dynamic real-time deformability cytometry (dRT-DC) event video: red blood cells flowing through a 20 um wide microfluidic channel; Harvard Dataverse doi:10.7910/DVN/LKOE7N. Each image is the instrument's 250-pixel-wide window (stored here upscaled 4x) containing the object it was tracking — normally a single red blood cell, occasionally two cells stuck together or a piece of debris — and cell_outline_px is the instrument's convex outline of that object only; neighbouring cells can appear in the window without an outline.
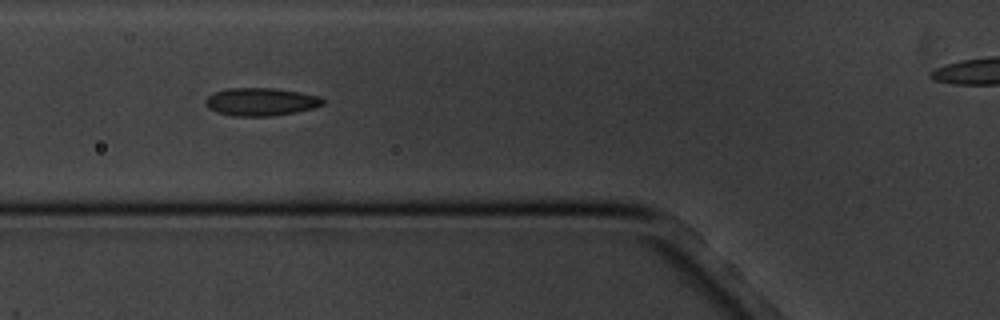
{"species": "common noctule bat (a hibernating species)", "species_latin": "Nyctalus noctula", "temperature_condition": "cold", "stored_images_in_passage": 13, "segment_of_instrument_passage": [1, 2], "camera_frame_rate_fps": 3000, "um_per_image_px": 0.085, "animal": {"sex": "male", "body_mass_g": 20.1, "forearm_length_mm": 53.5}, "frame": {"image": 1, "passage_image": 6, "time_ms": 6.0, "image_size_px": [1000, 320], "cell_outline_px": [[324, 104], [312, 108], [296, 112], [268, 116], [236, 116], [216, 112], [208, 108], [204, 104], [204, 100], [212, 92], [228, 88], [276, 88], [300, 92], [320, 96], [324, 100]], "centroid_in_image_um": [22.14, 8.64], "position_along_channel_um": 103.7, "area_um2": 19.19}}
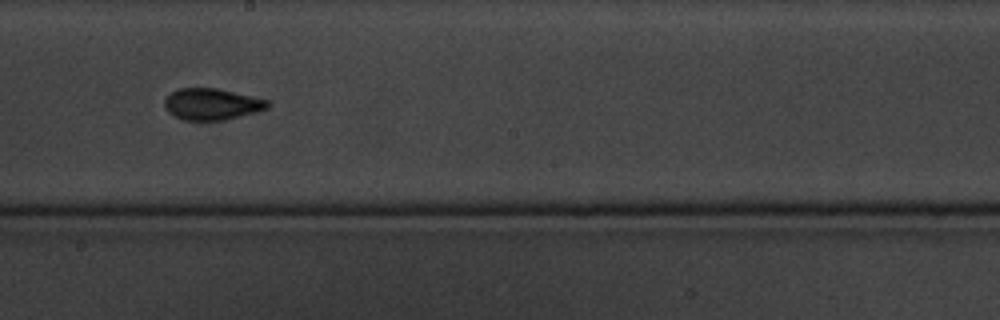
{"frame": {"image": 2, "passage_image": 9, "time_ms": 9.667, "image_size_px": [1000, 320], "cell_outline_px": [[272, 104], [268, 108], [256, 112], [224, 120], [184, 120], [168, 112], [164, 108], [164, 100], [176, 88], [216, 88], [268, 100]], "centroid_in_image_um": [18.0, 8.85], "position_along_channel_um": 230.2, "area_um2": 18.84}}
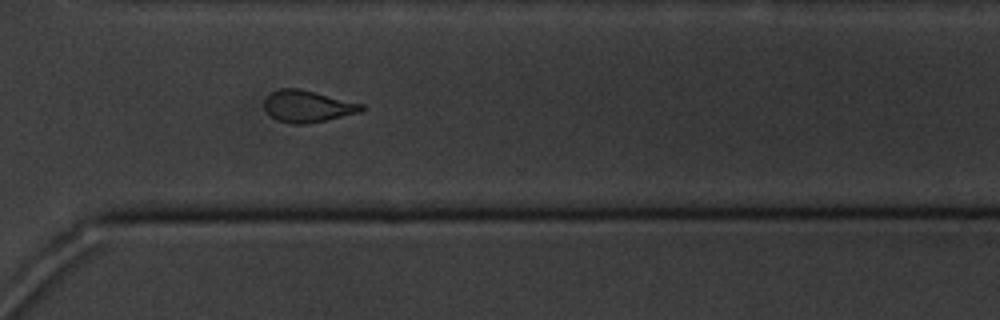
{"frame": {"image": 3, "passage_image": 12, "time_ms": 13.0, "image_size_px": [1000, 320], "cell_outline_px": [[364, 108], [360, 112], [308, 124], [292, 124], [276, 120], [264, 108], [264, 100], [272, 92], [280, 88], [300, 88], [364, 104]], "centroid_in_image_um": [26.14, 9.03], "position_along_channel_um": 344.5, "area_um2": 17.98}}